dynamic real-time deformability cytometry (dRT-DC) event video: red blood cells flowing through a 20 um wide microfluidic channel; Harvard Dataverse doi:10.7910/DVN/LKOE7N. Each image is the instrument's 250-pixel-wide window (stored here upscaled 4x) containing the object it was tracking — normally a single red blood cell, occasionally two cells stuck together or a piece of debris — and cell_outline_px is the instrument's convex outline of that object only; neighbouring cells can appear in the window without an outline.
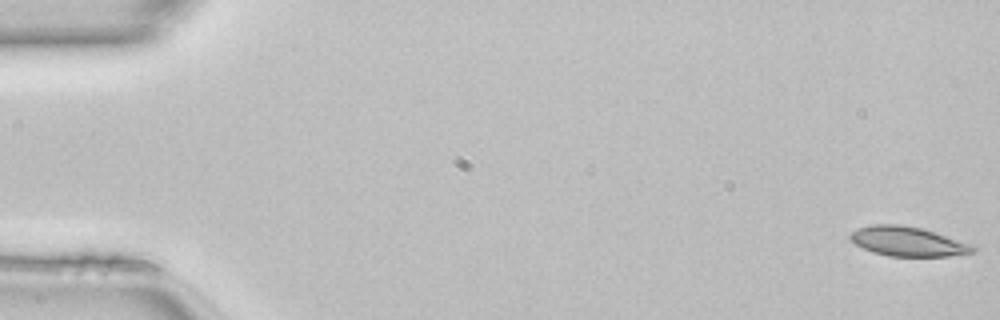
{"species": "common noctule bat (a hibernating species)", "species_latin": "Nyctalus noctula", "temperature_condition": "room temperature", "stored_images_in_passage": 50, "camera_frame_rate_fps": 3000, "um_per_image_px": 0.085, "animal": {"sex": "female", "body_mass_g": 22.7, "forearm_length_mm": 54.2}, "frame": {"image": 1, "passage_image": 1, "time_ms": 0.0, "image_size_px": [1000, 320], "cell_outline_px": [[976, 252], [948, 256], [888, 256], [872, 252], [856, 244], [848, 236], [852, 232], [860, 228], [872, 224], [900, 224], [924, 228], [976, 244]], "centroid_in_image_um": [77.26, 20.51], "position_along_channel_um": 7.7, "area_um2": 21.44}}
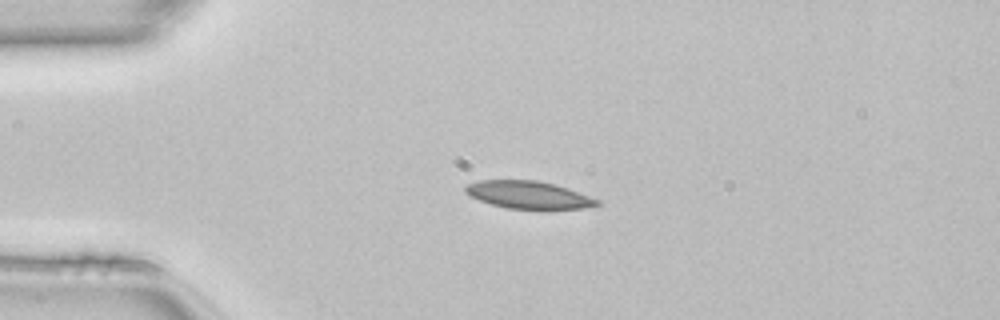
{"frame": {"image": 2, "passage_image": 12, "time_ms": 3.667, "image_size_px": [1000, 320], "cell_outline_px": [[600, 204], [584, 208], [508, 208], [492, 204], [468, 196], [464, 192], [464, 188], [468, 184], [476, 180], [540, 180], [556, 184], [568, 188], [600, 200]], "centroid_in_image_um": [44.89, 16.54], "position_along_channel_um": 40.1, "area_um2": 20.98}}
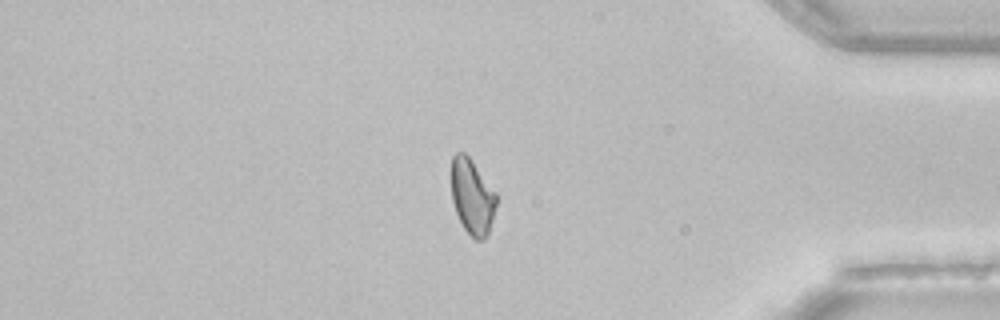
{"frame": {"image": 3, "passage_image": 42, "time_ms": 13.667, "image_size_px": [1000, 320], "cell_outline_px": [[496, 204], [488, 236], [484, 240], [476, 240], [464, 228], [456, 212], [452, 200], [452, 156], [456, 152], [464, 152], [472, 160], [496, 192]], "centroid_in_image_um": [40.15, 16.71], "position_along_channel_um": 395.1, "area_um2": 19.65}}